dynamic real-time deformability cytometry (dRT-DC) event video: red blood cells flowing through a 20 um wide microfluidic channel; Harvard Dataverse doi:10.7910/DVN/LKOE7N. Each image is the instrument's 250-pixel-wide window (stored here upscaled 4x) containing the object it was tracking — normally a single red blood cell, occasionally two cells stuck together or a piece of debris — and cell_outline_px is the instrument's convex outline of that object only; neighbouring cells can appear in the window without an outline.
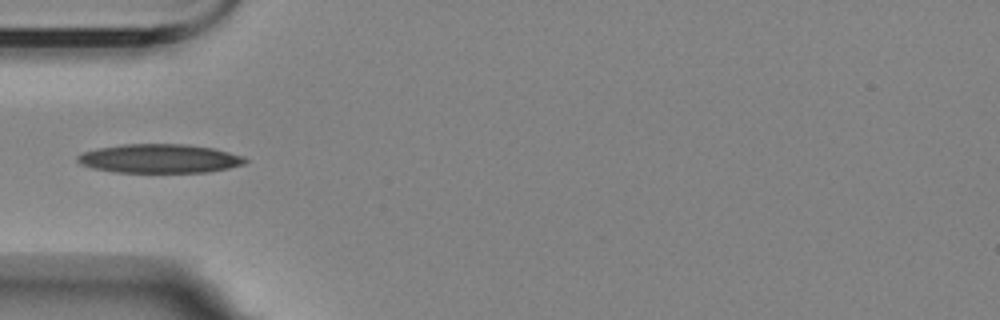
{"species": "Egyptian fruit bat (a non-hibernating species)", "species_latin": "Rousettus aegyptiacus", "temperature_condition": "room temperature", "stored_images_in_passage": 9, "camera_frame_rate_fps": 3000, "um_per_image_px": 0.085, "animal": {"sex": "female"}, "frame": {"image": 1, "passage_image": 3, "time_ms": 4.667, "image_size_px": [1000, 320], "cell_outline_px": [[248, 160], [244, 164], [228, 168], [208, 172], [116, 172], [92, 168], [80, 164], [76, 160], [76, 156], [84, 152], [100, 148], [124, 144], [188, 144], [212, 148], [244, 156]], "centroid_in_image_um": [13.57, 13.48], "position_along_channel_um": 71.4, "area_um2": 28.15}}
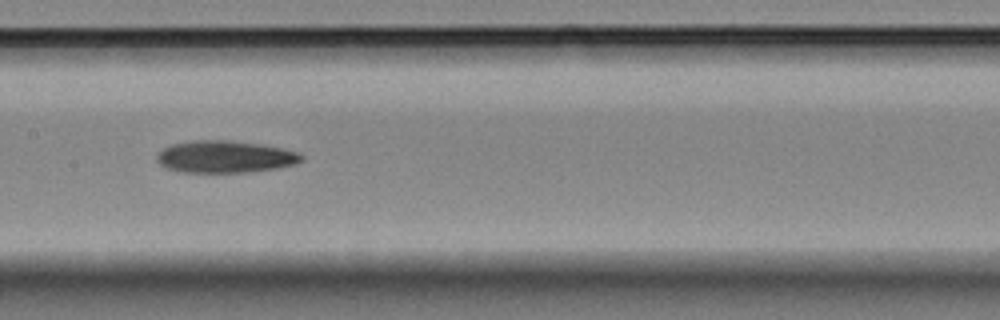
{"frame": {"image": 2, "passage_image": 6, "time_ms": 8.0, "image_size_px": [1000, 320], "cell_outline_px": [[304, 160], [296, 164], [280, 168], [244, 172], [184, 172], [164, 168], [156, 160], [156, 156], [164, 148], [172, 144], [192, 140], [232, 140], [260, 144], [284, 148], [300, 152], [304, 156]], "centroid_in_image_um": [19.17, 13.32], "position_along_channel_um": 188.2, "area_um2": 27.34}}
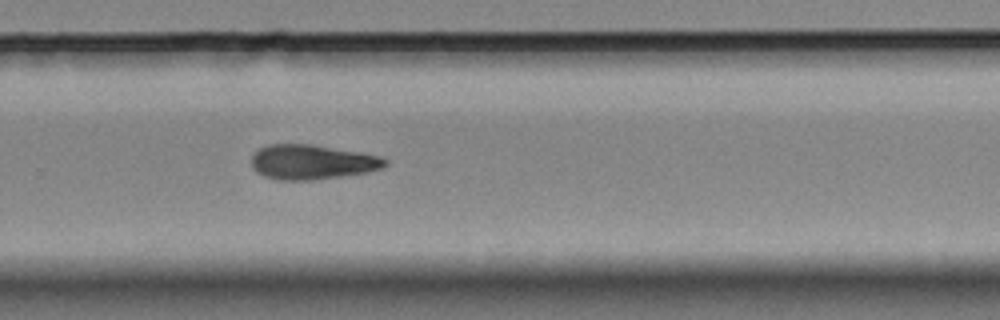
{"frame": {"image": 3, "passage_image": 9, "time_ms": 11.333, "image_size_px": [1000, 320], "cell_outline_px": [[388, 164], [384, 168], [368, 172], [344, 176], [312, 180], [276, 180], [264, 176], [256, 172], [252, 168], [252, 156], [260, 148], [268, 144], [312, 144], [380, 156], [388, 160]], "centroid_in_image_um": [26.53, 13.78], "position_along_channel_um": 303.3, "area_um2": 27.17}}